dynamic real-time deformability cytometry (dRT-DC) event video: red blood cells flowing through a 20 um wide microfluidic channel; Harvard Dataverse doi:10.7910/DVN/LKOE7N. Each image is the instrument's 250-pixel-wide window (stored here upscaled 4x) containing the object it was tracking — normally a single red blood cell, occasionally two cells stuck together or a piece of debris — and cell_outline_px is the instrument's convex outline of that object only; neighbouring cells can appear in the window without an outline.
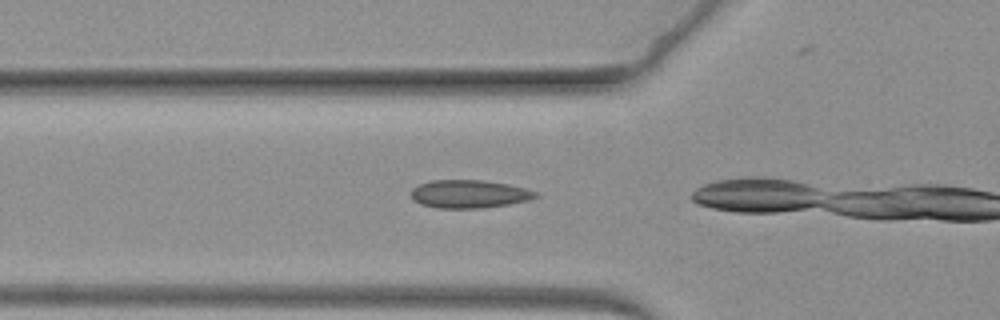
{"species": "common noctule bat (a hibernating species)", "species_latin": "Nyctalus noctula", "temperature_condition": "warm", "stored_images_in_passage": 18, "camera_frame_rate_fps": 3000, "um_per_image_px": 0.085, "animal": {"sex": "female", "body_mass_g": 19.3, "forearm_length_mm": 54.1}, "frame": {"image": 1, "passage_image": 17, "time_ms": 5.333, "image_size_px": [1000, 320], "cell_outline_px": [[540, 196], [528, 200], [508, 204], [480, 208], [436, 208], [420, 204], [412, 200], [412, 188], [420, 184], [432, 180], [484, 180], [508, 184], [524, 188], [536, 192]], "centroid_in_image_um": [39.86, 16.49], "position_along_channel_um": 85.9, "area_um2": 20.35}}